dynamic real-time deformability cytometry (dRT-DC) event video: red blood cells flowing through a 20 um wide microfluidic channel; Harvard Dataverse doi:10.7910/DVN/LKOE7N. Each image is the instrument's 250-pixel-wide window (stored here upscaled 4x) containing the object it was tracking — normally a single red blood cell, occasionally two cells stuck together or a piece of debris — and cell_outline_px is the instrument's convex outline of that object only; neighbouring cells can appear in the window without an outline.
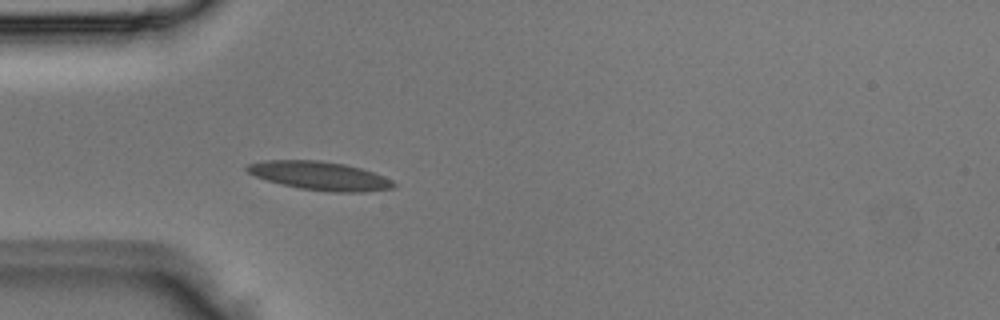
{"species": "Egyptian fruit bat (a non-hibernating species)", "species_latin": "Rousettus aegyptiacus", "temperature_condition": "room temperature", "stored_images_in_passage": 3, "camera_frame_rate_fps": 3000, "um_per_image_px": 0.085, "animal": {"sex": "male"}, "frame": {"image": 1, "passage_image": 3, "time_ms": 0.667, "image_size_px": [1000, 320], "cell_outline_px": [[396, 184], [392, 188], [364, 192], [332, 192], [300, 188], [268, 180], [256, 176], [248, 172], [244, 168], [248, 164], [264, 160], [320, 160], [344, 164], [360, 168], [384, 176], [392, 180]], "centroid_in_image_um": [27.19, 14.93], "position_along_channel_um": 57.8, "area_um2": 24.16}}